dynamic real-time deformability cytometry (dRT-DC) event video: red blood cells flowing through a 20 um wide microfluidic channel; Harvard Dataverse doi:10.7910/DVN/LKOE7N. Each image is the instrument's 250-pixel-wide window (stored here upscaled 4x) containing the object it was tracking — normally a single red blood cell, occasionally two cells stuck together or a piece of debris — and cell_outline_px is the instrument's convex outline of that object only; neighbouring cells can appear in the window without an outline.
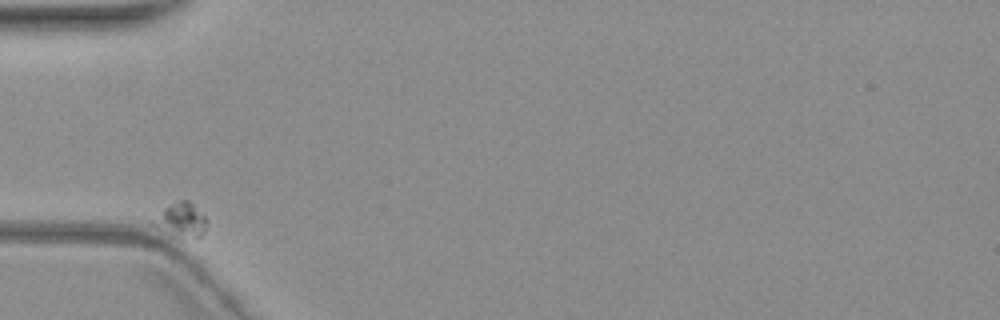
{"species": "common noctule bat (a hibernating species)", "species_latin": "Nyctalus noctula", "temperature_condition": "warm", "stored_images_in_passage": 3, "camera_frame_rate_fps": 3000, "um_per_image_px": 0.085, "animal": {"sex": "female", "body_mass_g": 19.3, "forearm_length_mm": 54.1}, "frame": {"image": 1, "passage_image": 1, "time_ms": 0.0, "image_size_px": [1000, 320], "cell_outline_px": [[208, 220], [204, 232], [200, 236], [172, 236], [152, 224], [148, 220], [164, 208], [180, 200], [188, 200]], "centroid_in_image_um": [15.34, 18.69], "position_along_channel_um": 69.7, "area_um2": 10.46}}